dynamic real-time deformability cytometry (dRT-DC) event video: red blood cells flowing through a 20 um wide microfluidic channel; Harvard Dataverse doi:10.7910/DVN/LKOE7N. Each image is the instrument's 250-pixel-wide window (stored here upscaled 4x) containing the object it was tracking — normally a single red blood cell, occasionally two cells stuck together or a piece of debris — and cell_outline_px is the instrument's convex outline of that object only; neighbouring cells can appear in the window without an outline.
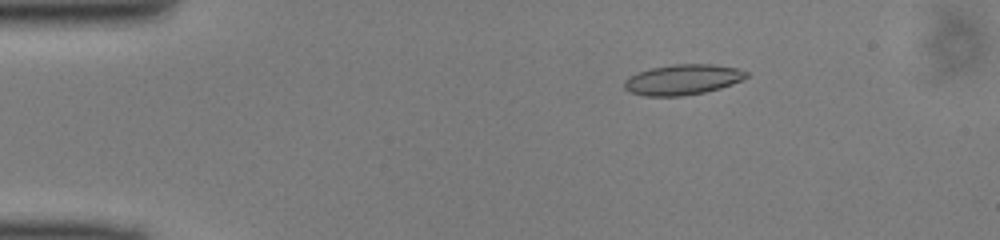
{"species": "common noctule bat (a hibernating species)", "species_latin": "Nyctalus noctula", "temperature_condition": "cold", "stored_images_in_passage": 50, "camera_frame_rate_fps": 3000, "um_per_image_px": 0.085, "animal": {"sex": "male", "body_mass_g": 13.0, "forearm_length_mm": 53.1}, "frame": {"image": 1, "passage_image": 9, "time_ms": 2.667, "image_size_px": [1000, 240], "cell_outline_px": [[736, 80], [728, 84], [700, 92], [636, 92], [644, 72], [660, 68], [728, 68]], "centroid_in_image_um": [58.18, 6.78], "position_along_channel_um": 26.8, "area_um2": 14.57}}
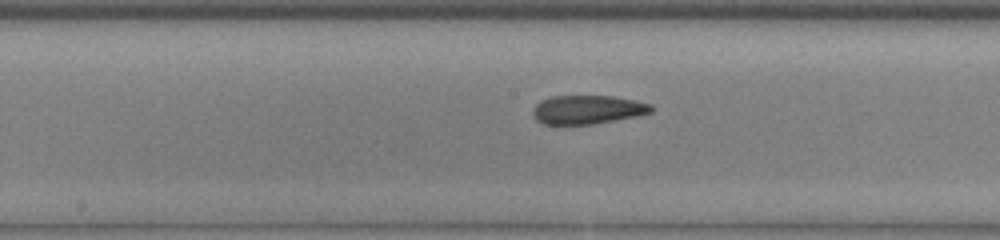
{"frame": {"image": 2, "passage_image": 26, "time_ms": 8.333, "image_size_px": [1000, 240], "cell_outline_px": [[648, 108], [644, 112], [600, 120], [576, 124], [552, 124], [544, 120], [536, 112], [548, 100], [620, 100], [640, 104]], "centroid_in_image_um": [49.84, 9.4], "position_along_channel_um": 198.4, "area_um2": 14.39}}
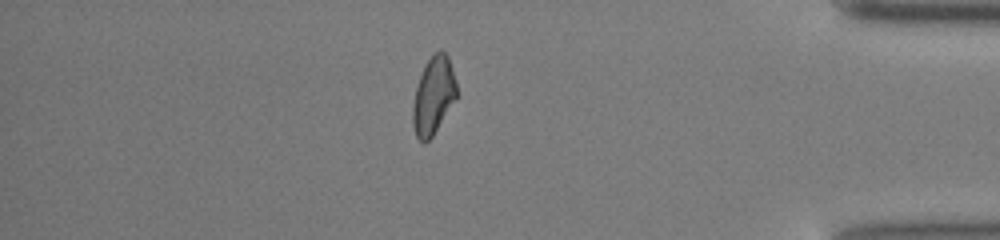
{"frame": {"image": 3, "passage_image": 43, "time_ms": 14.0, "image_size_px": [1000, 240], "cell_outline_px": [[456, 96], [428, 140], [424, 140], [416, 132], [416, 92], [420, 80], [432, 56], [444, 56], [448, 64], [456, 88]], "centroid_in_image_um": [36.87, 8.16], "position_along_channel_um": 398.3, "area_um2": 16.42}}